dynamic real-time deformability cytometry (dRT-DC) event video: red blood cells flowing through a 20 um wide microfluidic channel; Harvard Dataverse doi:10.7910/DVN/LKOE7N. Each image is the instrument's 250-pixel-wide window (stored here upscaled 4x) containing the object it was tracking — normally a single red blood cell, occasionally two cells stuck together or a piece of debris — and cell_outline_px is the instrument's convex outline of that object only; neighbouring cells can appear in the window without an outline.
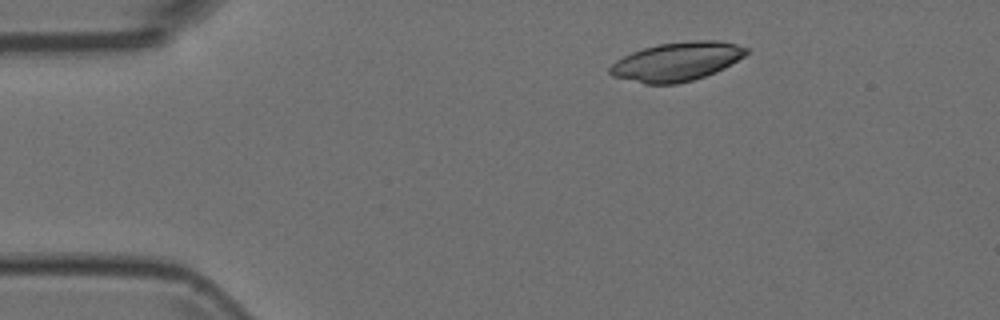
{"species": "Egyptian fruit bat (a non-hibernating species)", "species_latin": "Rousettus aegyptiacus", "temperature_condition": "room temperature", "stored_images_in_passage": 4, "camera_frame_rate_fps": 3000, "um_per_image_px": 0.085, "animal": {"sex": "female"}, "frame": {"image": 1, "passage_image": 2, "time_ms": 0.333, "image_size_px": [1000, 320], "cell_outline_px": [[748, 52], [744, 56], [724, 68], [716, 72], [692, 80], [676, 84], [644, 84], [612, 76], [608, 72], [608, 68], [616, 60], [632, 52], [644, 48], [660, 44], [688, 40], [720, 40], [736, 44], [748, 48]], "centroid_in_image_um": [57.52, 5.23], "position_along_channel_um": 27.5, "area_um2": 30.87}}